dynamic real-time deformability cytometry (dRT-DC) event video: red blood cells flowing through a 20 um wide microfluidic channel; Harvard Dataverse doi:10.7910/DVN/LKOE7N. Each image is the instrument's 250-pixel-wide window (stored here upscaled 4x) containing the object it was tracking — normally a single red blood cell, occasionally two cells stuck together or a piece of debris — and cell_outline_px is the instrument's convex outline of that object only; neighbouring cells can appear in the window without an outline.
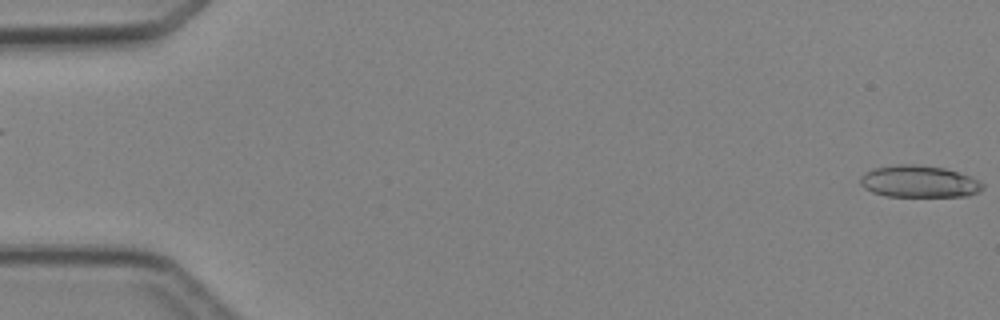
{"species": "Egyptian fruit bat (a non-hibernating species)", "species_latin": "Rousettus aegyptiacus", "temperature_condition": "cold", "stored_images_in_passage": 4, "camera_frame_rate_fps": 3000, "um_per_image_px": 0.085, "animal": {"sex": "female"}, "frame": {"image": 1, "passage_image": 4, "time_ms": 3.667, "image_size_px": [1000, 320], "cell_outline_px": [[984, 188], [980, 192], [968, 196], [884, 196], [872, 192], [864, 188], [860, 184], [860, 176], [864, 172], [876, 168], [896, 164], [920, 164], [944, 168], [980, 180], [984, 184]], "centroid_in_image_um": [78.11, 15.43], "position_along_channel_um": 6.9, "area_um2": 22.95}}